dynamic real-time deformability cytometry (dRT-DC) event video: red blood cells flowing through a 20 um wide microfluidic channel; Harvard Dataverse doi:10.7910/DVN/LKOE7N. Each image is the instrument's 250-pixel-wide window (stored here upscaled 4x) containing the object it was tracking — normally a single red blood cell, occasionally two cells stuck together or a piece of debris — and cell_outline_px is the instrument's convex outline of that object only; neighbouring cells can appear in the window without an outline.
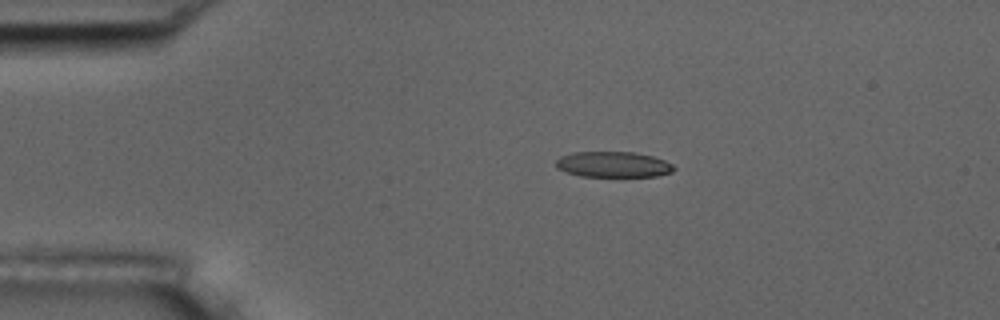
{"species": "common noctule bat (a hibernating species)", "species_latin": "Nyctalus noctula", "temperature_condition": "room temperature", "stored_images_in_passage": 3, "camera_frame_rate_fps": 3000, "um_per_image_px": 0.085, "animal": {"sex": "male", "body_mass_g": 17.5, "forearm_length_mm": 52.3}, "frame": {"image": 1, "passage_image": 1, "time_ms": 0.0, "image_size_px": [1000, 320], "cell_outline_px": [[676, 168], [672, 172], [656, 176], [580, 176], [556, 168], [556, 160], [560, 156], [572, 152], [632, 152], [652, 156], [664, 160], [672, 164]], "centroid_in_image_um": [52.11, 13.97], "position_along_channel_um": 32.9, "area_um2": 17.57}}
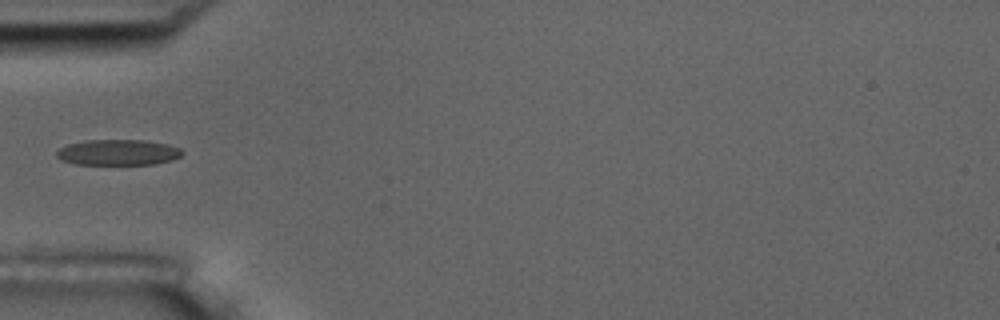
{"frame": {"image": 2, "passage_image": 3, "time_ms": 2.333, "image_size_px": [1000, 320], "cell_outline_px": [[184, 152], [180, 156], [172, 160], [156, 164], [76, 164], [60, 160], [56, 156], [56, 152], [60, 148], [68, 144], [84, 140], [144, 140], [168, 144], [180, 148]], "centroid_in_image_um": [10.03, 12.95], "position_along_channel_um": 75.0, "area_um2": 18.9}}